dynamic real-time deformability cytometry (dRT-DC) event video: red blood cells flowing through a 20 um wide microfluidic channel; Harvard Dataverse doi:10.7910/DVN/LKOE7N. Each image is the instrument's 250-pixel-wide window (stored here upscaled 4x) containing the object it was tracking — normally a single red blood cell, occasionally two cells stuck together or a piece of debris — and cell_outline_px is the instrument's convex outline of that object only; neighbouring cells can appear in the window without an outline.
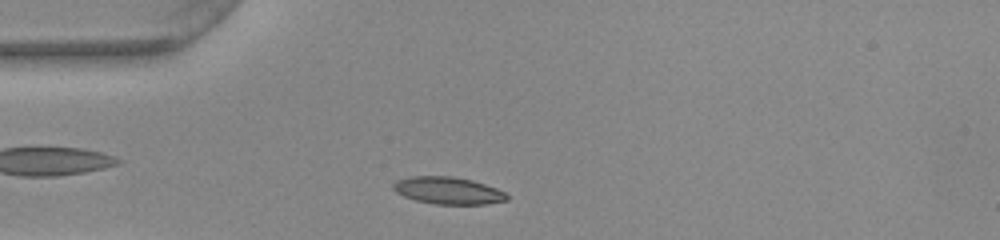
{"species": "common noctule bat (a hibernating species)", "species_latin": "Nyctalus noctula", "temperature_condition": "warm", "stored_images_in_passage": 38, "camera_frame_rate_fps": 3000, "um_per_image_px": 0.085, "animal": {"sex": "female", "body_mass_g": 22.0, "forearm_length_mm": 56.7}, "frame": {"image": 1, "passage_image": 4, "time_ms": 1.0, "image_size_px": [1000, 240], "cell_outline_px": [[508, 200], [484, 204], [432, 204], [416, 200], [404, 196], [396, 192], [392, 188], [392, 184], [396, 180], [408, 176], [452, 176], [472, 180], [496, 188], [504, 192], [508, 196]], "centroid_in_image_um": [38.04, 16.19], "position_along_channel_um": 47.0, "area_um2": 18.03}}
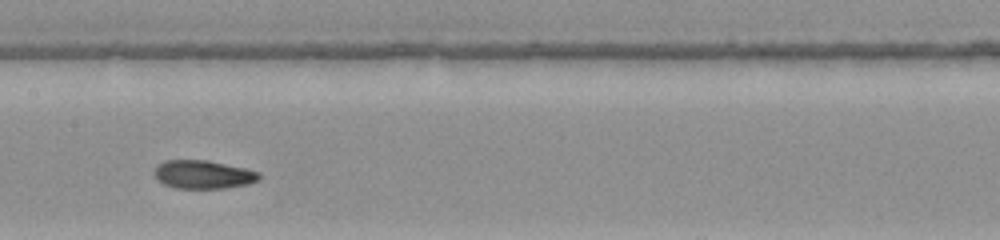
{"frame": {"image": 2, "passage_image": 16, "time_ms": 5.0, "image_size_px": [1000, 240], "cell_outline_px": [[260, 180], [248, 184], [224, 188], [176, 188], [164, 184], [152, 172], [156, 164], [164, 160], [208, 160], [244, 168], [260, 172]], "centroid_in_image_um": [17.26, 14.82], "position_along_channel_um": 190.1, "area_um2": 17.4}}
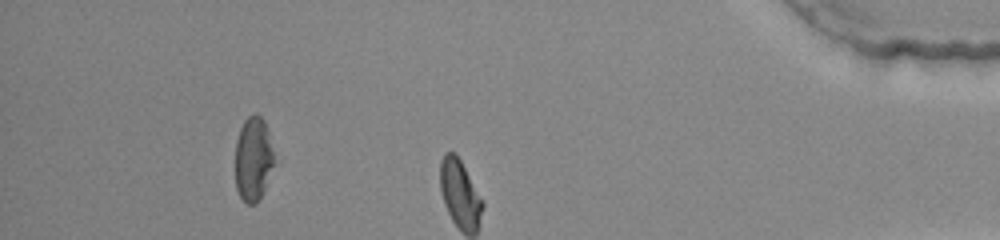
{"frame": {"image": 3, "passage_image": 34, "time_ms": 11.0, "image_size_px": [1000, 240], "cell_outline_px": [[272, 164], [264, 188], [256, 204], [248, 204], [240, 196], [236, 188], [236, 140], [240, 128], [244, 120], [248, 116], [256, 112], [264, 120], [268, 132], [272, 152]], "centroid_in_image_um": [21.48, 13.46], "position_along_channel_um": 413.7, "area_um2": 18.5}, "authors_computed_cell_mechanics": {"area_um2": 17.7157, "velocity_mm_per_s": 3.9764, "shape_relaxation_time_tau1_ms": null, "shape_relaxation_time_tau2_ms": 1.8328, "deformation_change_tau1": null, "deformation_change_tau2": 0.0457}}